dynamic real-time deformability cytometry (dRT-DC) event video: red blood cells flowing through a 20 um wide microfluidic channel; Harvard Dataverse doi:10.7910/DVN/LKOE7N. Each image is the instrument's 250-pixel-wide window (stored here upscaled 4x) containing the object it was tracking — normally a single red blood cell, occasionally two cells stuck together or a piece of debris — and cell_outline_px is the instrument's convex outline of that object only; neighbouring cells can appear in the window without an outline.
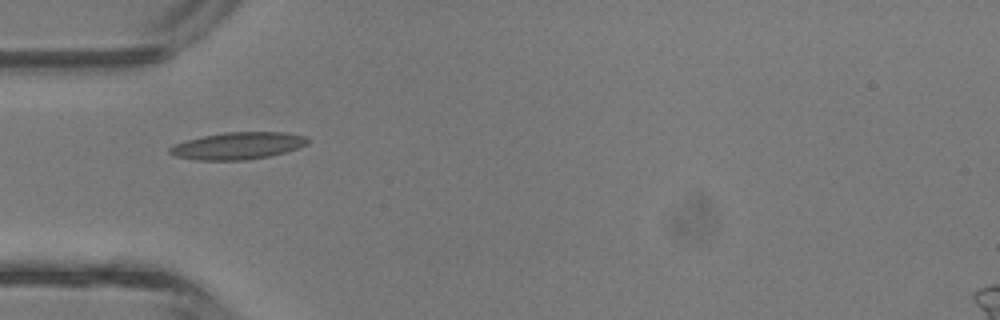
{"species": "common noctule bat (a hibernating species)", "species_latin": "Nyctalus noctula", "temperature_condition": "room temperature", "stored_images_in_passage": 5, "camera_frame_rate_fps": 3000, "um_per_image_px": 0.085, "animal": {"sex": "male", "body_mass_g": 13.3}, "frame": {"image": 1, "passage_image": 4, "time_ms": 1.0, "image_size_px": [1000, 320], "cell_outline_px": [[308, 144], [284, 152], [268, 156], [244, 160], [196, 160], [176, 156], [168, 152], [168, 148], [176, 144], [188, 140], [204, 136], [224, 132], [284, 132], [304, 136], [308, 140]], "centroid_in_image_um": [20.2, 12.39], "position_along_channel_um": 64.8, "area_um2": 21.44}}
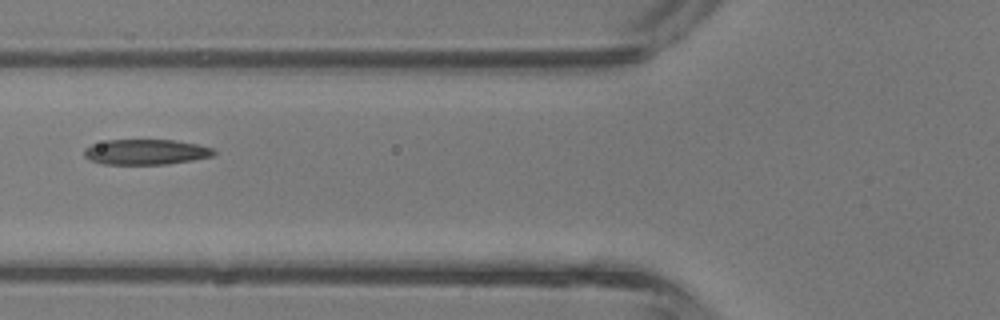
{"frame": {"image": 2, "passage_image": 5, "time_ms": 1.333, "image_size_px": [1000, 320], "cell_outline_px": [[216, 152], [212, 156], [192, 160], [168, 164], [104, 164], [92, 160], [84, 156], [84, 148], [92, 144], [108, 140], [172, 140], [196, 144], [212, 148]], "centroid_in_image_um": [12.39, 12.92], "position_along_channel_um": 113.4, "area_um2": 18.96}}